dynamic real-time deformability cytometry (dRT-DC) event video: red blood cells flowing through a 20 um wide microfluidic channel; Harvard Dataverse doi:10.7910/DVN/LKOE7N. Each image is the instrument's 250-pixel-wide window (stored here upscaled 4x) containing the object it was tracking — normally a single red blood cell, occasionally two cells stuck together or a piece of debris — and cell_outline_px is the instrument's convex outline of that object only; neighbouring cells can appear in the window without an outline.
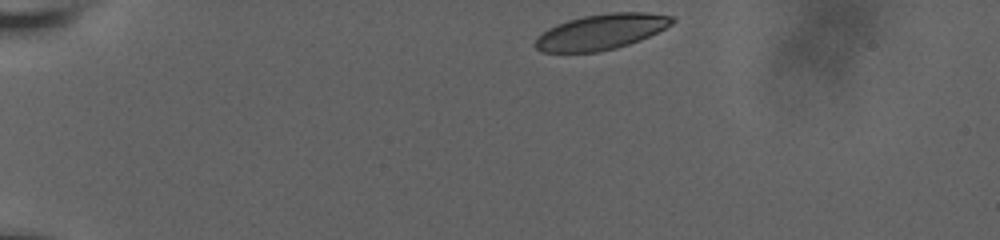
{"species": "human", "species_latin": "Homo sapiens", "temperature_condition": "room temperature", "stored_images_in_passage": 6, "camera_frame_rate_fps": 3000, "um_per_image_px": 0.085, "donor": {"sex": "male"}, "frame": {"image": 1, "passage_image": 1, "time_ms": 0.0, "image_size_px": [1000, 240], "cell_outline_px": [[676, 20], [672, 24], [648, 36], [628, 44], [616, 48], [596, 52], [540, 52], [536, 48], [536, 40], [548, 28], [556, 24], [568, 20], [584, 16], [612, 12], [644, 12], [672, 16]], "centroid_in_image_um": [51.1, 2.7], "position_along_channel_um": 33.9, "area_um2": 27.92}}
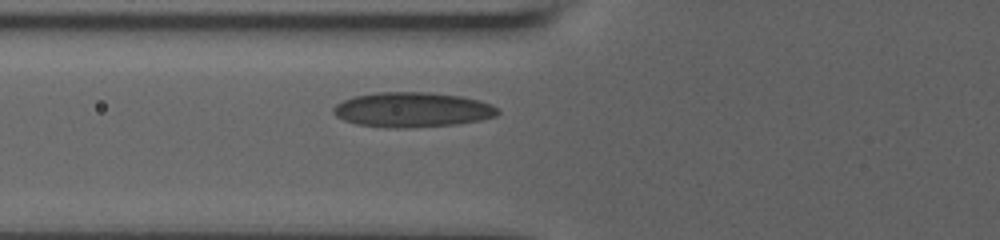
{"frame": {"image": 2, "passage_image": 6, "time_ms": 3.667, "image_size_px": [1000, 240], "cell_outline_px": [[500, 112], [496, 116], [480, 120], [456, 124], [404, 128], [388, 128], [356, 124], [344, 120], [336, 116], [332, 112], [332, 108], [336, 104], [344, 100], [356, 96], [376, 92], [428, 92], [460, 96], [480, 100], [492, 104]], "centroid_in_image_um": [35.04, 9.33], "position_along_channel_um": 90.8, "area_um2": 33.47}}